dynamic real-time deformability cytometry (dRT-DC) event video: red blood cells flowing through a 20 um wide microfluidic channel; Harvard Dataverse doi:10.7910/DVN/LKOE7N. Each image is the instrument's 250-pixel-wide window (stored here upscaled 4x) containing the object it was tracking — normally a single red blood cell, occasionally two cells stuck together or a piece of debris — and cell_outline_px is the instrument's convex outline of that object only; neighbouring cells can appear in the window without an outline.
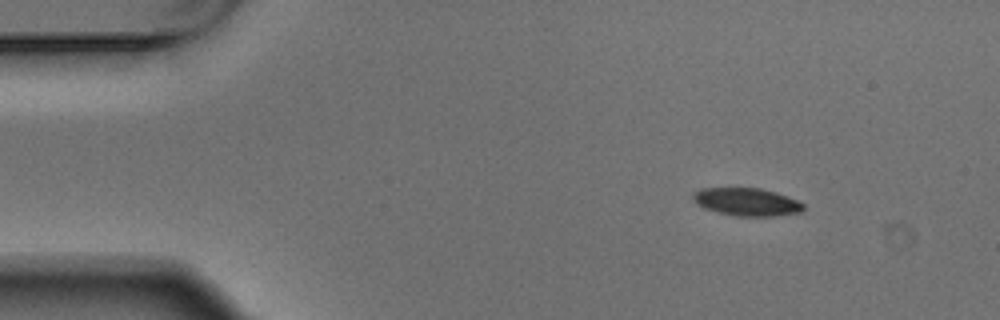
{"species": "Egyptian fruit bat (a non-hibernating species)", "species_latin": "Rousettus aegyptiacus", "temperature_condition": "warm", "stored_images_in_passage": 3, "camera_frame_rate_fps": 3000, "um_per_image_px": 0.085, "animal": {"sex": "male"}, "frame": {"image": 1, "passage_image": 1, "time_ms": 0.0, "image_size_px": [1000, 320], "cell_outline_px": [[804, 208], [800, 212], [776, 216], [736, 216], [704, 208], [696, 204], [692, 200], [692, 192], [700, 188], [760, 188], [776, 192], [796, 200], [804, 204]], "centroid_in_image_um": [63.43, 17.15], "position_along_channel_um": 21.6, "area_um2": 17.92}}